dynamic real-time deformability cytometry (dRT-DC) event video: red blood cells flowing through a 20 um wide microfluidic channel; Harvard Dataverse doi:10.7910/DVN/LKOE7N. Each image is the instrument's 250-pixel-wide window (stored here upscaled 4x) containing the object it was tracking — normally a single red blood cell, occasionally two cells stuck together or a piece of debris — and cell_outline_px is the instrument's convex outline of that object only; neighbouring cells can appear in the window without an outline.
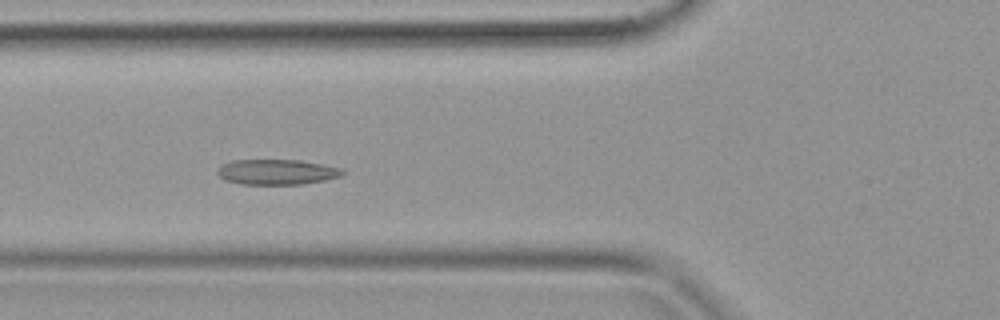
{"species": "common noctule bat (a hibernating species)", "species_latin": "Nyctalus noctula", "temperature_condition": "warm", "stored_images_in_passage": 29, "camera_frame_rate_fps": 3000, "um_per_image_px": 0.085, "animal": {"sex": "female", "body_mass_g": 19.9}, "frame": {"image": 1, "passage_image": 4, "time_ms": 1.0, "image_size_px": [1000, 320], "cell_outline_px": [[344, 172], [340, 176], [324, 180], [304, 184], [240, 184], [224, 180], [216, 172], [220, 164], [232, 160], [300, 160], [340, 168]], "centroid_in_image_um": [23.46, 14.62], "position_along_channel_um": 102.3, "area_um2": 18.38}}
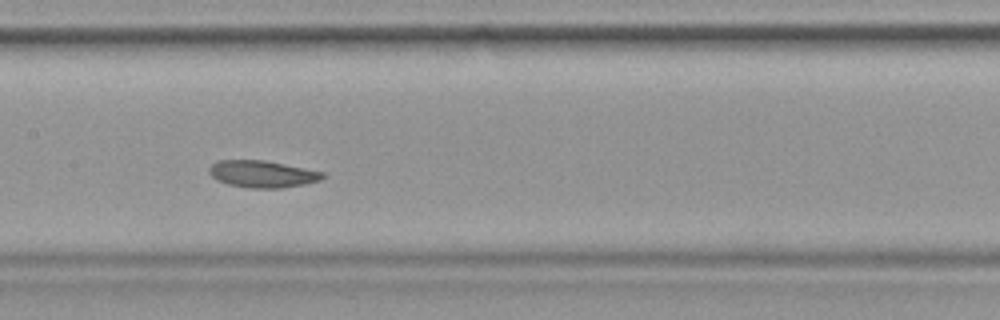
{"frame": {"image": 2, "passage_image": 9, "time_ms": 2.667, "image_size_px": [1000, 320], "cell_outline_px": [[324, 176], [320, 180], [304, 184], [280, 188], [248, 188], [228, 184], [216, 180], [208, 172], [208, 168], [216, 160], [264, 160], [324, 172]], "centroid_in_image_um": [22.25, 14.79], "position_along_channel_um": 185.1, "area_um2": 17.8}}
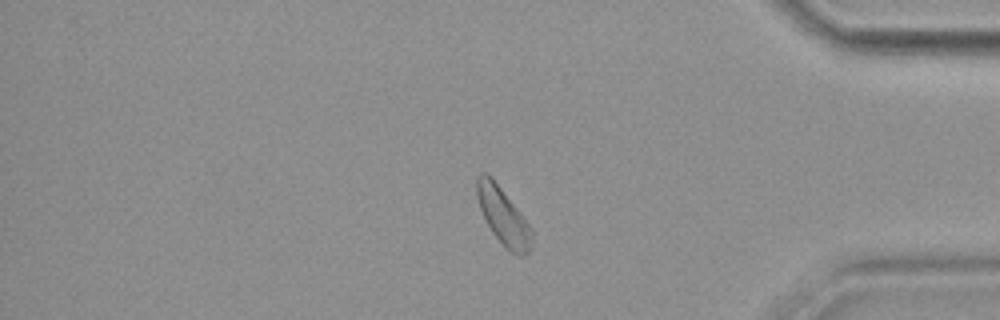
{"frame": {"image": 3, "passage_image": 23, "time_ms": 7.333, "image_size_px": [1000, 320], "cell_outline_px": [[532, 248], [524, 256], [520, 256], [512, 252], [492, 232], [480, 208], [476, 196], [476, 176], [480, 172], [488, 172], [492, 176], [520, 212], [532, 228]], "centroid_in_image_um": [42.77, 18.32], "position_along_channel_um": 392.4, "area_um2": 18.21}}